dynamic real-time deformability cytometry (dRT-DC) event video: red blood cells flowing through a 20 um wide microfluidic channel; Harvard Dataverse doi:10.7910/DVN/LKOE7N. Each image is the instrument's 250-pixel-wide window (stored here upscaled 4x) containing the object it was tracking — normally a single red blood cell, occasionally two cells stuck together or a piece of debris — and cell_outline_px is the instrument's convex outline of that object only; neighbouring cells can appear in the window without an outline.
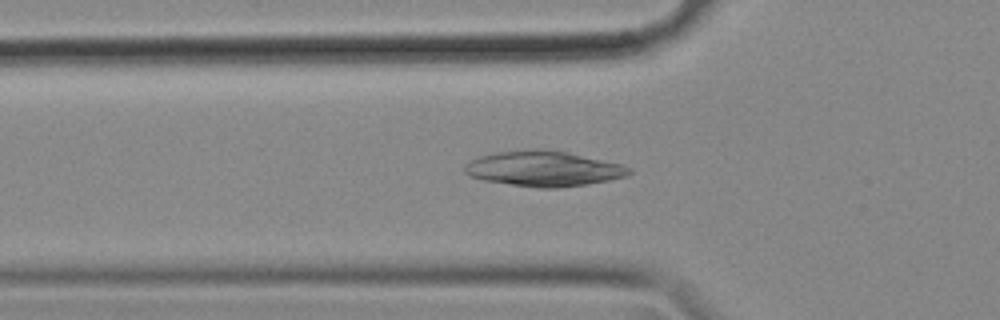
{"species": "common noctule bat (a hibernating species)", "species_latin": "Nyctalus noctula", "temperature_condition": "cold", "stored_images_in_passage": 45, "camera_frame_rate_fps": 3000, "um_per_image_px": 0.085, "animal": {"sex": "female", "body_mass_g": 18.4}, "frame": {"image": 1, "passage_image": 8, "time_ms": 2.333, "image_size_px": [1000, 320], "cell_outline_px": [[632, 172], [624, 176], [608, 180], [584, 184], [556, 188], [536, 188], [484, 180], [472, 176], [464, 172], [464, 164], [480, 156], [496, 152], [536, 148], [548, 148], [568, 152], [620, 164], [632, 168]], "centroid_in_image_um": [46.18, 14.32], "position_along_channel_um": 79.6, "area_um2": 33.7}}
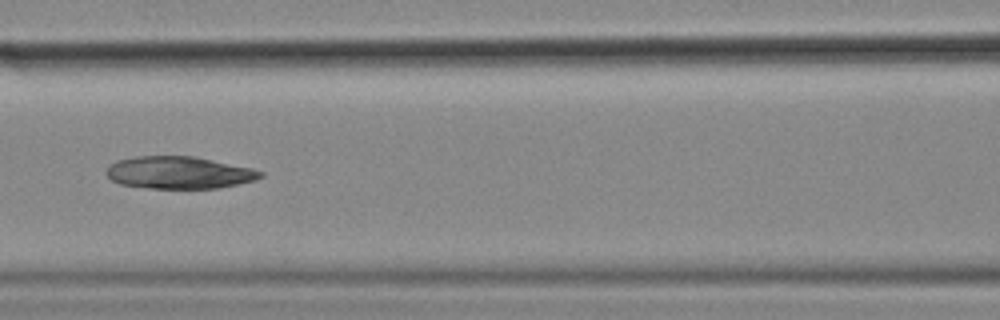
{"frame": {"image": 2, "passage_image": 14, "time_ms": 4.333, "image_size_px": [1000, 320], "cell_outline_px": [[264, 176], [256, 180], [220, 188], [148, 188], [120, 184], [112, 180], [104, 172], [116, 160], [136, 156], [192, 156], [252, 168], [264, 172]], "centroid_in_image_um": [15.23, 14.67], "position_along_channel_um": 151.4, "area_um2": 28.96}}
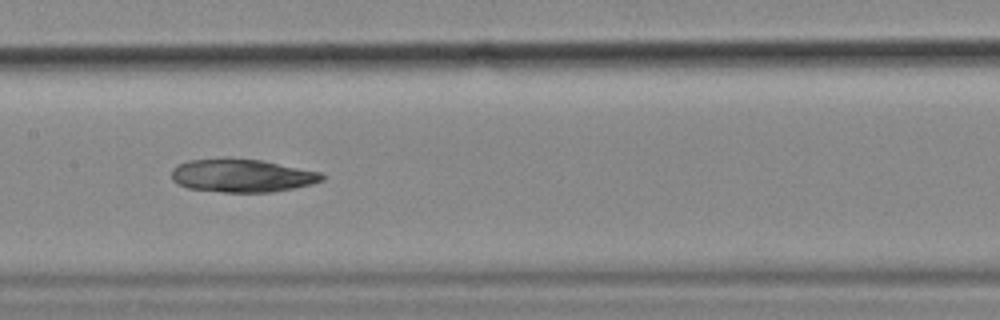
{"frame": {"image": 3, "passage_image": 17, "time_ms": 5.333, "image_size_px": [1000, 320], "cell_outline_px": [[324, 180], [312, 184], [272, 192], [224, 192], [188, 188], [172, 180], [172, 168], [188, 160], [228, 156], [260, 160], [320, 172], [324, 176]], "centroid_in_image_um": [20.54, 14.9], "position_along_channel_um": 186.9, "area_um2": 29.25}}